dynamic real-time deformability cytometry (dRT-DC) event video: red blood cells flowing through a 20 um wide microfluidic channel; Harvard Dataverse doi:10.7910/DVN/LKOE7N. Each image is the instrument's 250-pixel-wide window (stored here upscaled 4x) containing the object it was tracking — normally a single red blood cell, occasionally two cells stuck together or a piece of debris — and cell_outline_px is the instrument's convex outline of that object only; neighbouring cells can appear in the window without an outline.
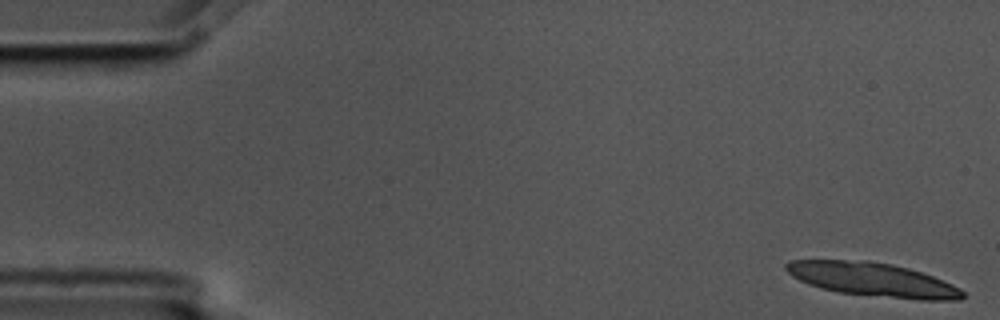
{"species": "common noctule bat (a hibernating species)", "species_latin": "Nyctalus noctula", "temperature_condition": "cold", "stored_images_in_passage": 4, "camera_frame_rate_fps": 3000, "um_per_image_px": 0.085, "animal": {"sex": "male", "body_mass_g": 17.5, "forearm_length_mm": 52.3}, "frame": {"image": 1, "passage_image": 1, "time_ms": 0.0, "image_size_px": [1000, 320], "cell_outline_px": [[964, 296], [960, 300], [920, 300], [840, 292], [820, 288], [808, 284], [792, 276], [784, 268], [784, 264], [788, 260], [868, 260], [892, 264], [908, 268], [932, 276], [952, 284], [960, 288], [964, 292]], "centroid_in_image_um": [74.16, 23.75], "position_along_channel_um": 10.8, "area_um2": 34.62}}